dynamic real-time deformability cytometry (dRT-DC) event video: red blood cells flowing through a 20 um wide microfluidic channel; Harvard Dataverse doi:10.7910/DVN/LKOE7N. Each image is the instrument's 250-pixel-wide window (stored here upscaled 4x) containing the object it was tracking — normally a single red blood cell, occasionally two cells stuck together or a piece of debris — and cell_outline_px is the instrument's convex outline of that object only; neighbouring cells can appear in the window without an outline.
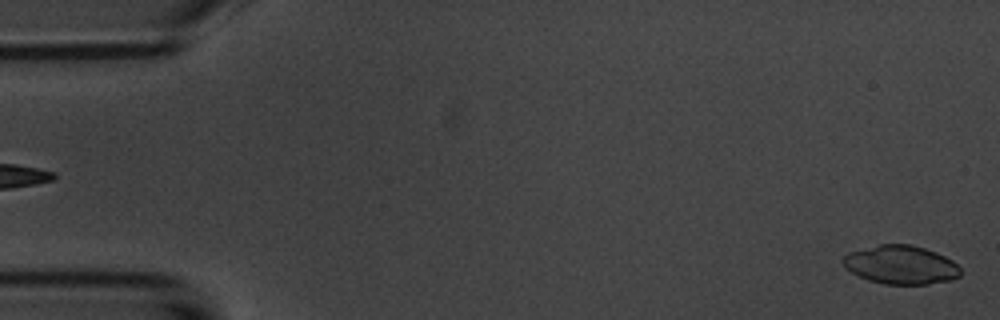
{"species": "common noctule bat (a hibernating species)", "species_latin": "Nyctalus noctula", "temperature_condition": "room temperature", "stored_images_in_passage": 5, "camera_frame_rate_fps": 3000, "um_per_image_px": 0.085, "animal": {"sex": "male", "body_mass_g": 20.1, "forearm_length_mm": 53.5}, "frame": {"image": 1, "passage_image": 5, "time_ms": 5.667, "image_size_px": [1000, 320], "cell_outline_px": [[960, 276], [952, 280], [928, 284], [884, 284], [868, 280], [852, 272], [844, 264], [844, 256], [848, 252], [880, 244], [912, 244], [936, 252], [952, 260], [960, 268]], "centroid_in_image_um": [76.6, 22.51], "position_along_channel_um": 8.4, "area_um2": 26.3}}